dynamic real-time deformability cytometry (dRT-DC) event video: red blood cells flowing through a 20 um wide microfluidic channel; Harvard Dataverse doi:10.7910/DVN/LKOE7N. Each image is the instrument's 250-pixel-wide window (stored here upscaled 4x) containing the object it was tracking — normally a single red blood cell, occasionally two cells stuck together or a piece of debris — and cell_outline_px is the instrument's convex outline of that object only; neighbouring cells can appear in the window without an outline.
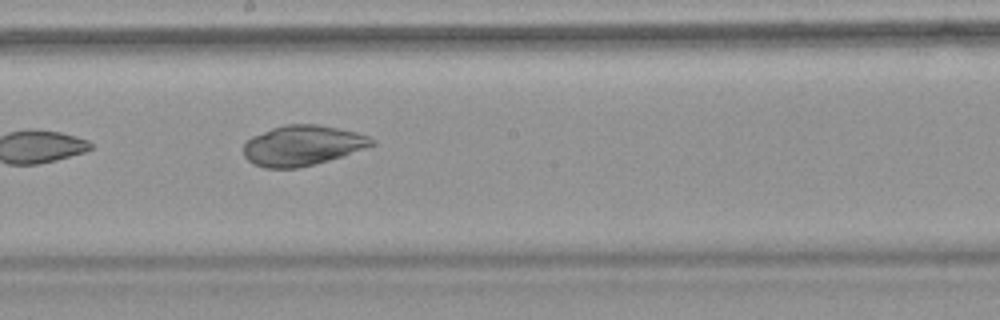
{"species": "common noctule bat (a hibernating species)", "species_latin": "Nyctalus noctula", "temperature_condition": "warm", "stored_images_in_passage": 6, "camera_frame_rate_fps": 3000, "um_per_image_px": 0.085, "animal": {"sex": "female", "body_mass_g": 18.4}, "frame": {"image": 1, "passage_image": 6, "time_ms": 6.0, "image_size_px": [1000, 320], "cell_outline_px": [[376, 144], [328, 160], [296, 168], [264, 168], [252, 164], [244, 156], [244, 144], [252, 136], [272, 128], [284, 124], [316, 124], [356, 132], [368, 136], [376, 140]], "centroid_in_image_um": [25.68, 12.36], "position_along_channel_um": 222.5, "area_um2": 29.77}}